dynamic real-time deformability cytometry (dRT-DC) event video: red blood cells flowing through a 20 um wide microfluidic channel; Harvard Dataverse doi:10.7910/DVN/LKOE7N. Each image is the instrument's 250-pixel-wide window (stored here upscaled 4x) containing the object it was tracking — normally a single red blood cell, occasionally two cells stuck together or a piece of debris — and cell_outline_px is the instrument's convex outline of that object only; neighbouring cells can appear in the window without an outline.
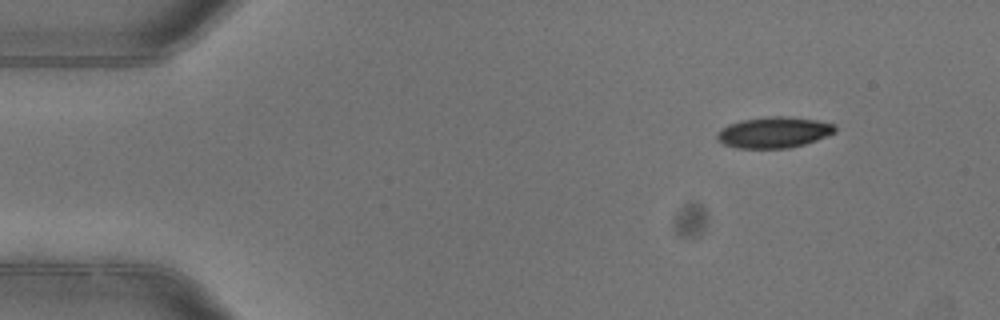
{"species": "common noctule bat (a hibernating species)", "species_latin": "Nyctalus noctula", "temperature_condition": "warm", "stored_images_in_passage": 4, "segment_of_instrument_passage": [1, 2], "camera_frame_rate_fps": 3000, "um_per_image_px": 0.085, "animal": {"sex": "female"}, "frame": {"image": 1, "passage_image": 1, "time_ms": 0.0, "image_size_px": [1000, 320], "cell_outline_px": [[836, 132], [816, 140], [804, 144], [788, 148], [736, 148], [724, 144], [716, 140], [716, 132], [720, 128], [728, 124], [740, 120], [772, 116], [784, 116], [816, 120], [836, 124]], "centroid_in_image_um": [65.74, 11.25], "position_along_channel_um": 19.3, "area_um2": 21.44}}